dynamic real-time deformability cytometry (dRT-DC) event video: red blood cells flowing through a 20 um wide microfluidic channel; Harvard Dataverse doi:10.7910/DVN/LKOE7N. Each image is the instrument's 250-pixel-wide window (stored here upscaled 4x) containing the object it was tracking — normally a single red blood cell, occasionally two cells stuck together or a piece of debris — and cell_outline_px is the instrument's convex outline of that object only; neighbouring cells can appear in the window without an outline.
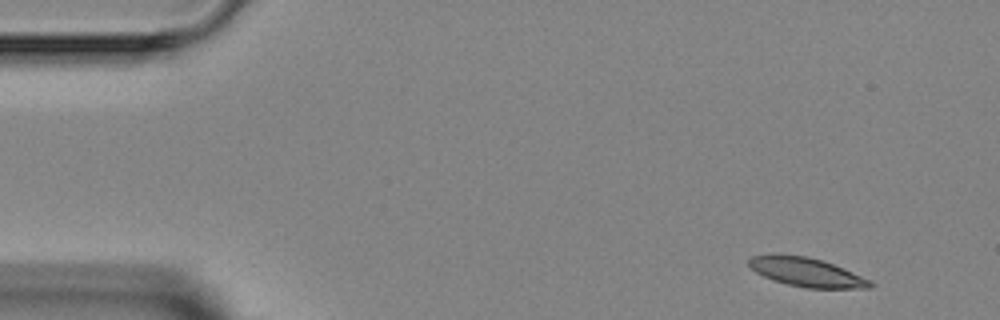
{"species": "Egyptian fruit bat (a non-hibernating species)", "species_latin": "Rousettus aegyptiacus", "temperature_condition": "room temperature", "stored_images_in_passage": 4, "camera_frame_rate_fps": 3000, "um_per_image_px": 0.085, "animal": {"sex": "female"}, "frame": {"image": 1, "passage_image": 1, "time_ms": 0.0, "image_size_px": [1000, 320], "cell_outline_px": [[876, 284], [872, 288], [808, 288], [788, 284], [764, 276], [756, 272], [748, 264], [748, 260], [752, 256], [804, 256], [820, 260], [832, 264], [852, 272]], "centroid_in_image_um": [68.61, 23.17], "position_along_channel_um": 16.4, "area_um2": 19.54}}
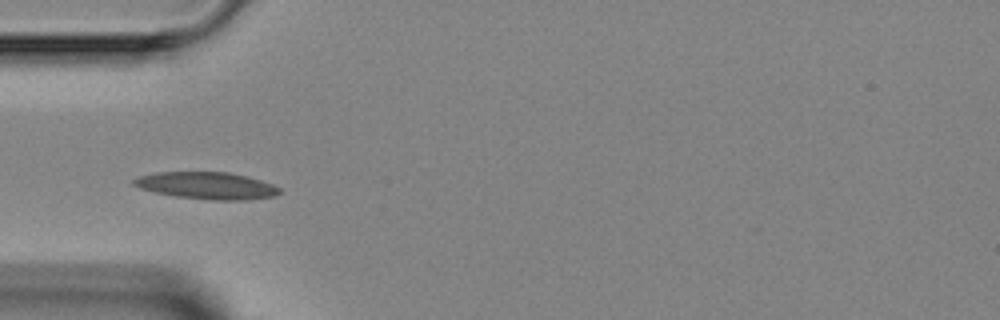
{"frame": {"image": 2, "passage_image": 4, "time_ms": 3.667, "image_size_px": [1000, 320], "cell_outline_px": [[280, 192], [276, 196], [244, 200], [208, 200], [176, 196], [156, 192], [140, 188], [132, 184], [132, 180], [140, 176], [156, 172], [228, 172], [248, 176], [272, 184], [280, 188]], "centroid_in_image_um": [17.59, 15.77], "position_along_channel_um": 67.4, "area_um2": 22.95}}